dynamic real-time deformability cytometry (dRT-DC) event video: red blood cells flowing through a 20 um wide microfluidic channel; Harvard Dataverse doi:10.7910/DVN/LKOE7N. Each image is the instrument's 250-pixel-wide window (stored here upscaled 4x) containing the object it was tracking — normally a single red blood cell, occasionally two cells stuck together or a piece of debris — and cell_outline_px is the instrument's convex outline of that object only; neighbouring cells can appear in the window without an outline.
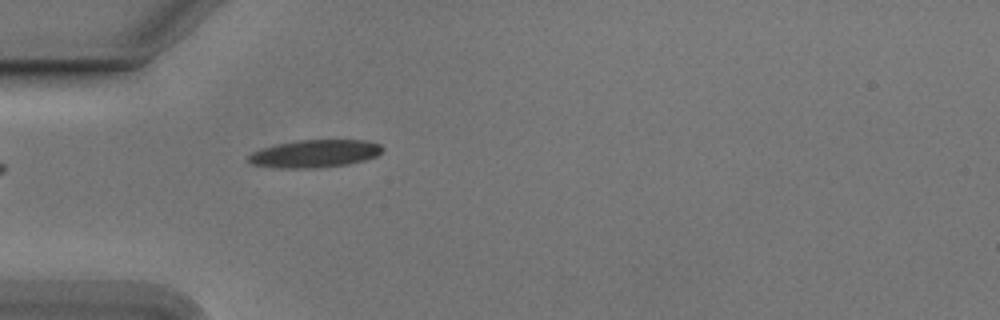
{"species": "Egyptian fruit bat (a non-hibernating species)", "species_latin": "Rousettus aegyptiacus", "temperature_condition": "cold", "stored_images_in_passage": 24, "camera_frame_rate_fps": 3000, "um_per_image_px": 0.085, "animal": {"sex": "male"}, "frame": {"image": 1, "passage_image": 1, "time_ms": 0.0, "image_size_px": [1000, 320], "cell_outline_px": [[384, 148], [376, 156], [364, 160], [348, 164], [320, 168], [276, 168], [252, 164], [248, 160], [248, 156], [252, 152], [264, 148], [280, 144], [300, 140], [364, 140], [380, 144]], "centroid_in_image_um": [26.78, 13.07], "position_along_channel_um": 58.2, "area_um2": 21.44}}
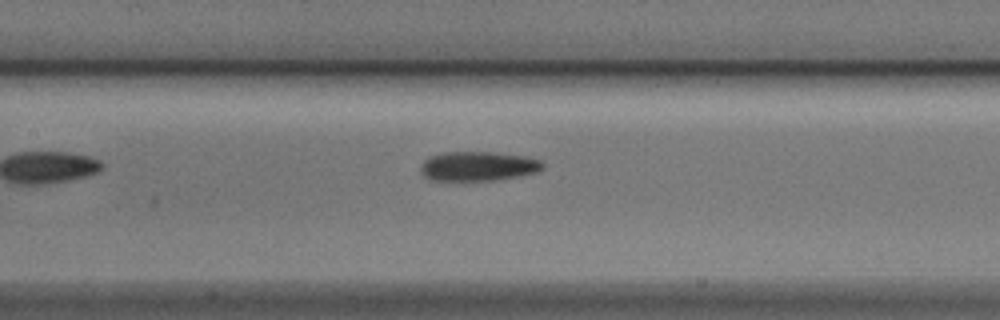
{"frame": {"image": 2, "passage_image": 10, "time_ms": 3.0, "image_size_px": [1000, 320], "cell_outline_px": [[544, 168], [536, 172], [520, 176], [496, 180], [428, 180], [420, 172], [420, 164], [428, 156], [444, 152], [492, 152], [524, 156], [540, 160], [544, 164]], "centroid_in_image_um": [40.6, 14.12], "position_along_channel_um": 166.8, "area_um2": 21.1}}
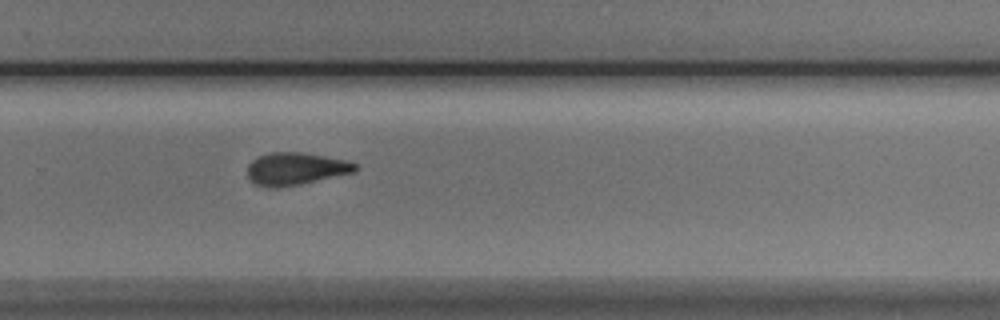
{"frame": {"image": 3, "passage_image": 21, "time_ms": 6.667, "image_size_px": [1000, 320], "cell_outline_px": [[356, 172], [300, 184], [276, 188], [268, 188], [256, 184], [248, 176], [248, 164], [252, 160], [260, 156], [272, 152], [300, 152], [324, 156], [344, 160], [356, 164]], "centroid_in_image_um": [25.12, 14.35], "position_along_channel_um": 304.7, "area_um2": 20.17}}